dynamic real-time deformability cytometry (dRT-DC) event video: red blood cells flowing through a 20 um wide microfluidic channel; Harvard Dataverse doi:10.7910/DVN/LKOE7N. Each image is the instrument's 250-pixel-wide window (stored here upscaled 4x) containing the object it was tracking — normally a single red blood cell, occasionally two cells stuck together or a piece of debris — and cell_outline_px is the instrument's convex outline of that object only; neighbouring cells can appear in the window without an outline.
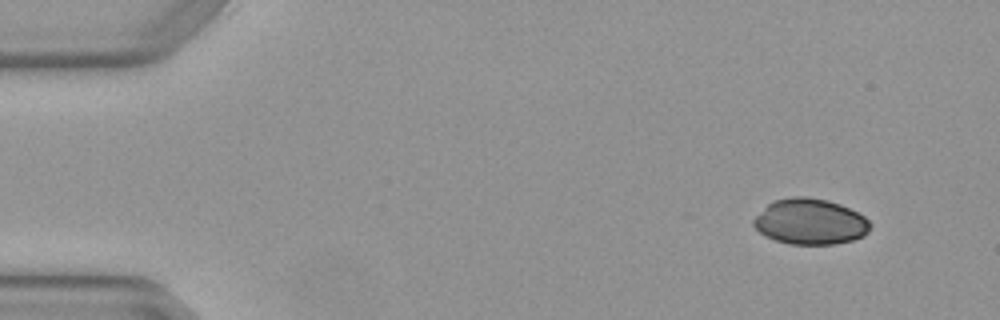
{"species": "Egyptian fruit bat (a non-hibernating species)", "species_latin": "Rousettus aegyptiacus", "temperature_condition": "warm", "stored_images_in_passage": 4, "camera_frame_rate_fps": 3000, "um_per_image_px": 0.085, "animal": {"sex": "female"}, "frame": {"image": 1, "passage_image": 1, "time_ms": 0.0, "image_size_px": [1000, 320], "cell_outline_px": [[872, 224], [868, 232], [864, 236], [852, 240], [836, 244], [788, 244], [764, 236], [752, 224], [752, 220], [768, 204], [776, 200], [792, 196], [808, 196], [828, 200], [840, 204], [864, 216]], "centroid_in_image_um": [68.87, 18.84], "position_along_channel_um": 16.1, "area_um2": 31.15}}
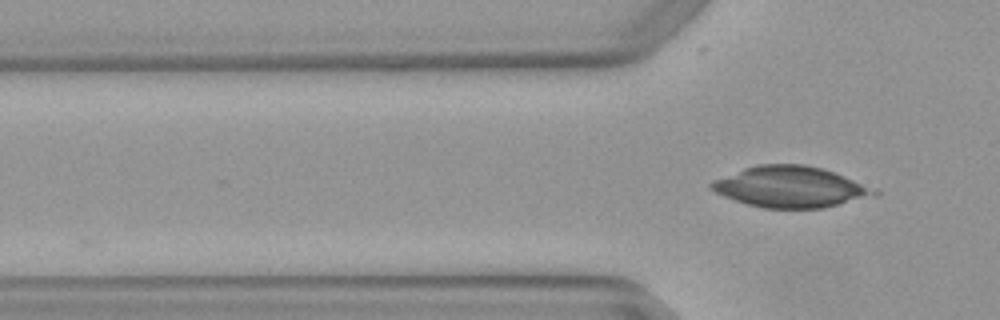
{"frame": {"image": 2, "passage_image": 4, "time_ms": 1.0, "image_size_px": [1000, 320], "cell_outline_px": [[880, 192], [876, 196], [824, 208], [764, 208], [748, 204], [724, 196], [716, 192], [708, 184], [712, 180], [744, 168], [756, 164], [804, 164], [820, 168], [844, 176]], "centroid_in_image_um": [67.17, 15.89], "position_along_channel_um": 58.6, "area_um2": 38.61}}